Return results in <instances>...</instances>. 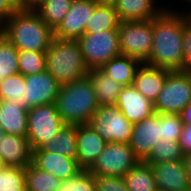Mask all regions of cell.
<instances>
[{
  "mask_svg": "<svg viewBox=\"0 0 191 191\" xmlns=\"http://www.w3.org/2000/svg\"><path fill=\"white\" fill-rule=\"evenodd\" d=\"M191 21L189 11L176 12L165 9L152 19V49L145 63L148 66L170 71H185L183 33L184 27Z\"/></svg>",
  "mask_w": 191,
  "mask_h": 191,
  "instance_id": "obj_1",
  "label": "cell"
},
{
  "mask_svg": "<svg viewBox=\"0 0 191 191\" xmlns=\"http://www.w3.org/2000/svg\"><path fill=\"white\" fill-rule=\"evenodd\" d=\"M54 104L66 125L88 124L99 108L95 90L87 76L78 81L60 85Z\"/></svg>",
  "mask_w": 191,
  "mask_h": 191,
  "instance_id": "obj_2",
  "label": "cell"
},
{
  "mask_svg": "<svg viewBox=\"0 0 191 191\" xmlns=\"http://www.w3.org/2000/svg\"><path fill=\"white\" fill-rule=\"evenodd\" d=\"M6 38L18 49L46 52L53 30L35 11H15L5 21Z\"/></svg>",
  "mask_w": 191,
  "mask_h": 191,
  "instance_id": "obj_3",
  "label": "cell"
},
{
  "mask_svg": "<svg viewBox=\"0 0 191 191\" xmlns=\"http://www.w3.org/2000/svg\"><path fill=\"white\" fill-rule=\"evenodd\" d=\"M46 70L60 85L86 77L89 69L77 39L53 37L46 51Z\"/></svg>",
  "mask_w": 191,
  "mask_h": 191,
  "instance_id": "obj_4",
  "label": "cell"
},
{
  "mask_svg": "<svg viewBox=\"0 0 191 191\" xmlns=\"http://www.w3.org/2000/svg\"><path fill=\"white\" fill-rule=\"evenodd\" d=\"M191 102V73L170 71L153 103L157 114H179Z\"/></svg>",
  "mask_w": 191,
  "mask_h": 191,
  "instance_id": "obj_5",
  "label": "cell"
},
{
  "mask_svg": "<svg viewBox=\"0 0 191 191\" xmlns=\"http://www.w3.org/2000/svg\"><path fill=\"white\" fill-rule=\"evenodd\" d=\"M117 30L121 55L146 63L152 49V19L120 22Z\"/></svg>",
  "mask_w": 191,
  "mask_h": 191,
  "instance_id": "obj_6",
  "label": "cell"
},
{
  "mask_svg": "<svg viewBox=\"0 0 191 191\" xmlns=\"http://www.w3.org/2000/svg\"><path fill=\"white\" fill-rule=\"evenodd\" d=\"M65 125L54 103L28 109L27 138L31 149L41 148Z\"/></svg>",
  "mask_w": 191,
  "mask_h": 191,
  "instance_id": "obj_7",
  "label": "cell"
},
{
  "mask_svg": "<svg viewBox=\"0 0 191 191\" xmlns=\"http://www.w3.org/2000/svg\"><path fill=\"white\" fill-rule=\"evenodd\" d=\"M77 41L88 69L101 68L106 62L121 55L118 30L85 33Z\"/></svg>",
  "mask_w": 191,
  "mask_h": 191,
  "instance_id": "obj_8",
  "label": "cell"
},
{
  "mask_svg": "<svg viewBox=\"0 0 191 191\" xmlns=\"http://www.w3.org/2000/svg\"><path fill=\"white\" fill-rule=\"evenodd\" d=\"M139 162L129 143L107 142L87 171L94 176L123 177Z\"/></svg>",
  "mask_w": 191,
  "mask_h": 191,
  "instance_id": "obj_9",
  "label": "cell"
},
{
  "mask_svg": "<svg viewBox=\"0 0 191 191\" xmlns=\"http://www.w3.org/2000/svg\"><path fill=\"white\" fill-rule=\"evenodd\" d=\"M88 124L106 141L129 143L133 123L116 105L99 106Z\"/></svg>",
  "mask_w": 191,
  "mask_h": 191,
  "instance_id": "obj_10",
  "label": "cell"
},
{
  "mask_svg": "<svg viewBox=\"0 0 191 191\" xmlns=\"http://www.w3.org/2000/svg\"><path fill=\"white\" fill-rule=\"evenodd\" d=\"M24 107L30 109L34 106L55 103L60 84L47 71L24 76Z\"/></svg>",
  "mask_w": 191,
  "mask_h": 191,
  "instance_id": "obj_11",
  "label": "cell"
},
{
  "mask_svg": "<svg viewBox=\"0 0 191 191\" xmlns=\"http://www.w3.org/2000/svg\"><path fill=\"white\" fill-rule=\"evenodd\" d=\"M97 4L93 0H73L64 19L53 31V37L78 39L85 34V26L94 13Z\"/></svg>",
  "mask_w": 191,
  "mask_h": 191,
  "instance_id": "obj_12",
  "label": "cell"
},
{
  "mask_svg": "<svg viewBox=\"0 0 191 191\" xmlns=\"http://www.w3.org/2000/svg\"><path fill=\"white\" fill-rule=\"evenodd\" d=\"M161 139V114L134 123L129 145L140 161H144Z\"/></svg>",
  "mask_w": 191,
  "mask_h": 191,
  "instance_id": "obj_13",
  "label": "cell"
},
{
  "mask_svg": "<svg viewBox=\"0 0 191 191\" xmlns=\"http://www.w3.org/2000/svg\"><path fill=\"white\" fill-rule=\"evenodd\" d=\"M157 191H191V180L184 169L183 161H168L150 164Z\"/></svg>",
  "mask_w": 191,
  "mask_h": 191,
  "instance_id": "obj_14",
  "label": "cell"
},
{
  "mask_svg": "<svg viewBox=\"0 0 191 191\" xmlns=\"http://www.w3.org/2000/svg\"><path fill=\"white\" fill-rule=\"evenodd\" d=\"M32 164L36 168L48 171L61 181L73 178L83 171L77 159L67 158L42 148L32 150Z\"/></svg>",
  "mask_w": 191,
  "mask_h": 191,
  "instance_id": "obj_15",
  "label": "cell"
},
{
  "mask_svg": "<svg viewBox=\"0 0 191 191\" xmlns=\"http://www.w3.org/2000/svg\"><path fill=\"white\" fill-rule=\"evenodd\" d=\"M115 105L133 124L149 118L155 113L154 104L133 85L123 87Z\"/></svg>",
  "mask_w": 191,
  "mask_h": 191,
  "instance_id": "obj_16",
  "label": "cell"
},
{
  "mask_svg": "<svg viewBox=\"0 0 191 191\" xmlns=\"http://www.w3.org/2000/svg\"><path fill=\"white\" fill-rule=\"evenodd\" d=\"M107 142L89 125H77V162L88 170L105 148Z\"/></svg>",
  "mask_w": 191,
  "mask_h": 191,
  "instance_id": "obj_17",
  "label": "cell"
},
{
  "mask_svg": "<svg viewBox=\"0 0 191 191\" xmlns=\"http://www.w3.org/2000/svg\"><path fill=\"white\" fill-rule=\"evenodd\" d=\"M0 159L5 166L26 168L32 163L28 138L5 133L0 140Z\"/></svg>",
  "mask_w": 191,
  "mask_h": 191,
  "instance_id": "obj_18",
  "label": "cell"
},
{
  "mask_svg": "<svg viewBox=\"0 0 191 191\" xmlns=\"http://www.w3.org/2000/svg\"><path fill=\"white\" fill-rule=\"evenodd\" d=\"M169 72L170 70L142 63L135 73L132 85L149 101L154 103L163 88Z\"/></svg>",
  "mask_w": 191,
  "mask_h": 191,
  "instance_id": "obj_19",
  "label": "cell"
},
{
  "mask_svg": "<svg viewBox=\"0 0 191 191\" xmlns=\"http://www.w3.org/2000/svg\"><path fill=\"white\" fill-rule=\"evenodd\" d=\"M156 0H117L115 11L120 22L142 21L160 15L166 7H157Z\"/></svg>",
  "mask_w": 191,
  "mask_h": 191,
  "instance_id": "obj_20",
  "label": "cell"
},
{
  "mask_svg": "<svg viewBox=\"0 0 191 191\" xmlns=\"http://www.w3.org/2000/svg\"><path fill=\"white\" fill-rule=\"evenodd\" d=\"M28 109L9 100H0V124L7 134L27 137Z\"/></svg>",
  "mask_w": 191,
  "mask_h": 191,
  "instance_id": "obj_21",
  "label": "cell"
},
{
  "mask_svg": "<svg viewBox=\"0 0 191 191\" xmlns=\"http://www.w3.org/2000/svg\"><path fill=\"white\" fill-rule=\"evenodd\" d=\"M95 90L99 106L115 105L124 86L115 82L100 68H91L87 73Z\"/></svg>",
  "mask_w": 191,
  "mask_h": 191,
  "instance_id": "obj_22",
  "label": "cell"
},
{
  "mask_svg": "<svg viewBox=\"0 0 191 191\" xmlns=\"http://www.w3.org/2000/svg\"><path fill=\"white\" fill-rule=\"evenodd\" d=\"M141 64L135 58L119 55L106 62L100 69L115 82L125 87L133 84L135 73Z\"/></svg>",
  "mask_w": 191,
  "mask_h": 191,
  "instance_id": "obj_23",
  "label": "cell"
},
{
  "mask_svg": "<svg viewBox=\"0 0 191 191\" xmlns=\"http://www.w3.org/2000/svg\"><path fill=\"white\" fill-rule=\"evenodd\" d=\"M41 148L67 158L76 159L77 125H65L52 140L46 142Z\"/></svg>",
  "mask_w": 191,
  "mask_h": 191,
  "instance_id": "obj_24",
  "label": "cell"
},
{
  "mask_svg": "<svg viewBox=\"0 0 191 191\" xmlns=\"http://www.w3.org/2000/svg\"><path fill=\"white\" fill-rule=\"evenodd\" d=\"M123 178L129 191H157L153 170L144 161L135 165Z\"/></svg>",
  "mask_w": 191,
  "mask_h": 191,
  "instance_id": "obj_25",
  "label": "cell"
},
{
  "mask_svg": "<svg viewBox=\"0 0 191 191\" xmlns=\"http://www.w3.org/2000/svg\"><path fill=\"white\" fill-rule=\"evenodd\" d=\"M119 23L120 21L113 5H97L85 26V33L117 30Z\"/></svg>",
  "mask_w": 191,
  "mask_h": 191,
  "instance_id": "obj_26",
  "label": "cell"
},
{
  "mask_svg": "<svg viewBox=\"0 0 191 191\" xmlns=\"http://www.w3.org/2000/svg\"><path fill=\"white\" fill-rule=\"evenodd\" d=\"M61 180L48 171L36 168L32 163L25 168V187L27 191H56Z\"/></svg>",
  "mask_w": 191,
  "mask_h": 191,
  "instance_id": "obj_27",
  "label": "cell"
},
{
  "mask_svg": "<svg viewBox=\"0 0 191 191\" xmlns=\"http://www.w3.org/2000/svg\"><path fill=\"white\" fill-rule=\"evenodd\" d=\"M73 0H46L34 11L54 31L71 8Z\"/></svg>",
  "mask_w": 191,
  "mask_h": 191,
  "instance_id": "obj_28",
  "label": "cell"
},
{
  "mask_svg": "<svg viewBox=\"0 0 191 191\" xmlns=\"http://www.w3.org/2000/svg\"><path fill=\"white\" fill-rule=\"evenodd\" d=\"M183 154L179 141L160 139L144 162L150 165L168 161H181Z\"/></svg>",
  "mask_w": 191,
  "mask_h": 191,
  "instance_id": "obj_29",
  "label": "cell"
},
{
  "mask_svg": "<svg viewBox=\"0 0 191 191\" xmlns=\"http://www.w3.org/2000/svg\"><path fill=\"white\" fill-rule=\"evenodd\" d=\"M25 79L20 73L6 77L0 83V100H9L24 107Z\"/></svg>",
  "mask_w": 191,
  "mask_h": 191,
  "instance_id": "obj_30",
  "label": "cell"
},
{
  "mask_svg": "<svg viewBox=\"0 0 191 191\" xmlns=\"http://www.w3.org/2000/svg\"><path fill=\"white\" fill-rule=\"evenodd\" d=\"M18 68L23 76L46 70V52L18 50Z\"/></svg>",
  "mask_w": 191,
  "mask_h": 191,
  "instance_id": "obj_31",
  "label": "cell"
},
{
  "mask_svg": "<svg viewBox=\"0 0 191 191\" xmlns=\"http://www.w3.org/2000/svg\"><path fill=\"white\" fill-rule=\"evenodd\" d=\"M19 73L18 49L5 38L0 44V83L6 77Z\"/></svg>",
  "mask_w": 191,
  "mask_h": 191,
  "instance_id": "obj_32",
  "label": "cell"
},
{
  "mask_svg": "<svg viewBox=\"0 0 191 191\" xmlns=\"http://www.w3.org/2000/svg\"><path fill=\"white\" fill-rule=\"evenodd\" d=\"M0 191H27L25 168L4 166L0 170Z\"/></svg>",
  "mask_w": 191,
  "mask_h": 191,
  "instance_id": "obj_33",
  "label": "cell"
},
{
  "mask_svg": "<svg viewBox=\"0 0 191 191\" xmlns=\"http://www.w3.org/2000/svg\"><path fill=\"white\" fill-rule=\"evenodd\" d=\"M184 130V123L179 114H161V139L179 141Z\"/></svg>",
  "mask_w": 191,
  "mask_h": 191,
  "instance_id": "obj_34",
  "label": "cell"
},
{
  "mask_svg": "<svg viewBox=\"0 0 191 191\" xmlns=\"http://www.w3.org/2000/svg\"><path fill=\"white\" fill-rule=\"evenodd\" d=\"M56 191H96L94 175L83 170L73 178L62 180Z\"/></svg>",
  "mask_w": 191,
  "mask_h": 191,
  "instance_id": "obj_35",
  "label": "cell"
},
{
  "mask_svg": "<svg viewBox=\"0 0 191 191\" xmlns=\"http://www.w3.org/2000/svg\"><path fill=\"white\" fill-rule=\"evenodd\" d=\"M96 191H129L123 177L94 176Z\"/></svg>",
  "mask_w": 191,
  "mask_h": 191,
  "instance_id": "obj_36",
  "label": "cell"
},
{
  "mask_svg": "<svg viewBox=\"0 0 191 191\" xmlns=\"http://www.w3.org/2000/svg\"><path fill=\"white\" fill-rule=\"evenodd\" d=\"M183 45L187 71L191 73V21L184 27Z\"/></svg>",
  "mask_w": 191,
  "mask_h": 191,
  "instance_id": "obj_37",
  "label": "cell"
},
{
  "mask_svg": "<svg viewBox=\"0 0 191 191\" xmlns=\"http://www.w3.org/2000/svg\"><path fill=\"white\" fill-rule=\"evenodd\" d=\"M179 143L184 154L191 153V124H184Z\"/></svg>",
  "mask_w": 191,
  "mask_h": 191,
  "instance_id": "obj_38",
  "label": "cell"
},
{
  "mask_svg": "<svg viewBox=\"0 0 191 191\" xmlns=\"http://www.w3.org/2000/svg\"><path fill=\"white\" fill-rule=\"evenodd\" d=\"M14 12L15 11L9 6L6 0H0V17L4 21Z\"/></svg>",
  "mask_w": 191,
  "mask_h": 191,
  "instance_id": "obj_39",
  "label": "cell"
},
{
  "mask_svg": "<svg viewBox=\"0 0 191 191\" xmlns=\"http://www.w3.org/2000/svg\"><path fill=\"white\" fill-rule=\"evenodd\" d=\"M184 124H191V102L179 113Z\"/></svg>",
  "mask_w": 191,
  "mask_h": 191,
  "instance_id": "obj_40",
  "label": "cell"
},
{
  "mask_svg": "<svg viewBox=\"0 0 191 191\" xmlns=\"http://www.w3.org/2000/svg\"><path fill=\"white\" fill-rule=\"evenodd\" d=\"M14 11H25V0H6Z\"/></svg>",
  "mask_w": 191,
  "mask_h": 191,
  "instance_id": "obj_41",
  "label": "cell"
},
{
  "mask_svg": "<svg viewBox=\"0 0 191 191\" xmlns=\"http://www.w3.org/2000/svg\"><path fill=\"white\" fill-rule=\"evenodd\" d=\"M182 161L188 178L191 180V153L183 154Z\"/></svg>",
  "mask_w": 191,
  "mask_h": 191,
  "instance_id": "obj_42",
  "label": "cell"
},
{
  "mask_svg": "<svg viewBox=\"0 0 191 191\" xmlns=\"http://www.w3.org/2000/svg\"><path fill=\"white\" fill-rule=\"evenodd\" d=\"M46 0H25V10L34 11L41 4H43Z\"/></svg>",
  "mask_w": 191,
  "mask_h": 191,
  "instance_id": "obj_43",
  "label": "cell"
},
{
  "mask_svg": "<svg viewBox=\"0 0 191 191\" xmlns=\"http://www.w3.org/2000/svg\"><path fill=\"white\" fill-rule=\"evenodd\" d=\"M97 5H115L117 0H93Z\"/></svg>",
  "mask_w": 191,
  "mask_h": 191,
  "instance_id": "obj_44",
  "label": "cell"
},
{
  "mask_svg": "<svg viewBox=\"0 0 191 191\" xmlns=\"http://www.w3.org/2000/svg\"><path fill=\"white\" fill-rule=\"evenodd\" d=\"M0 33H6L5 32V21L0 17Z\"/></svg>",
  "mask_w": 191,
  "mask_h": 191,
  "instance_id": "obj_45",
  "label": "cell"
},
{
  "mask_svg": "<svg viewBox=\"0 0 191 191\" xmlns=\"http://www.w3.org/2000/svg\"><path fill=\"white\" fill-rule=\"evenodd\" d=\"M6 38V33H0V44Z\"/></svg>",
  "mask_w": 191,
  "mask_h": 191,
  "instance_id": "obj_46",
  "label": "cell"
},
{
  "mask_svg": "<svg viewBox=\"0 0 191 191\" xmlns=\"http://www.w3.org/2000/svg\"><path fill=\"white\" fill-rule=\"evenodd\" d=\"M4 134H5V132H4V130H3L2 126H1V124H0V140L4 136Z\"/></svg>",
  "mask_w": 191,
  "mask_h": 191,
  "instance_id": "obj_47",
  "label": "cell"
},
{
  "mask_svg": "<svg viewBox=\"0 0 191 191\" xmlns=\"http://www.w3.org/2000/svg\"><path fill=\"white\" fill-rule=\"evenodd\" d=\"M5 165L3 164V162L0 159V170L4 167Z\"/></svg>",
  "mask_w": 191,
  "mask_h": 191,
  "instance_id": "obj_48",
  "label": "cell"
},
{
  "mask_svg": "<svg viewBox=\"0 0 191 191\" xmlns=\"http://www.w3.org/2000/svg\"><path fill=\"white\" fill-rule=\"evenodd\" d=\"M185 2H189V3H190V6H191V0H185Z\"/></svg>",
  "mask_w": 191,
  "mask_h": 191,
  "instance_id": "obj_49",
  "label": "cell"
}]
</instances>
